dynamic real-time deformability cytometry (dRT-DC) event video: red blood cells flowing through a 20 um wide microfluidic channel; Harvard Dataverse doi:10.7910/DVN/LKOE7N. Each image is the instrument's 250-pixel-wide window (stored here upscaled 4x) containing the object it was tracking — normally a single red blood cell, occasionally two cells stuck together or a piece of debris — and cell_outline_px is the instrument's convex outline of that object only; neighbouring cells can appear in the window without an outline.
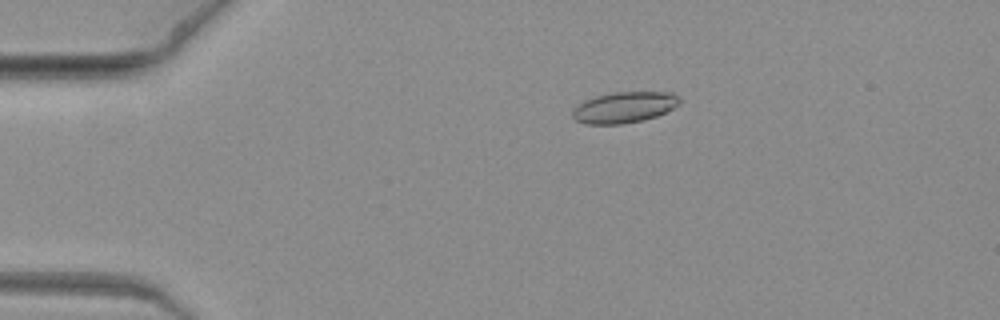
{"species": "common noctule bat (a hibernating species)", "species_latin": "Nyctalus noctula", "temperature_condition": "warm", "stored_images_in_passage": 3, "camera_frame_rate_fps": 3000, "um_per_image_px": 0.085, "animal": {"sex": "female", "body_mass_g": 19.3, "forearm_length_mm": 54.1}, "frame": {"image": 1, "passage_image": 1, "time_ms": 0.0, "image_size_px": [1000, 320], "cell_outline_px": [[680, 104], [656, 116], [644, 120], [620, 124], [584, 124], [576, 120], [572, 116], [572, 108], [584, 100], [596, 96], [612, 92], [672, 92], [680, 100]], "centroid_in_image_um": [53.02, 9.12], "position_along_channel_um": 32.0, "area_um2": 19.36}}